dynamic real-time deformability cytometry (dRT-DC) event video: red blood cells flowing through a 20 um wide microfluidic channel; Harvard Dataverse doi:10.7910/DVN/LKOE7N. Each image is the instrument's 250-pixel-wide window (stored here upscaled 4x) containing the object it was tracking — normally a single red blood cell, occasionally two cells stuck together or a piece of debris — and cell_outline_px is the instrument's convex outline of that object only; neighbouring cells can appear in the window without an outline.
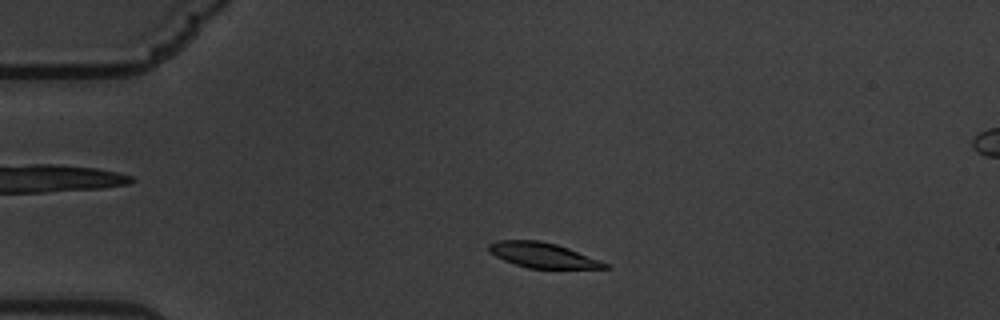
{"species": "common noctule bat (a hibernating species)", "species_latin": "Nyctalus noctula", "temperature_condition": "warm", "stored_images_in_passage": 53, "camera_frame_rate_fps": 3000, "um_per_image_px": 0.085, "animal": {"sex": "male", "body_mass_g": 19.5, "forearm_length_mm": 54.6}, "frame": {"image": 1, "passage_image": 7, "time_ms": 2.0, "image_size_px": [1000, 320], "cell_outline_px": [[612, 268], [528, 268], [504, 260], [488, 252], [488, 244], [496, 240], [540, 240], [556, 244], [568, 248], [600, 260], [608, 264]], "centroid_in_image_um": [46.1, 21.68], "position_along_channel_um": 38.9, "area_um2": 16.88}}
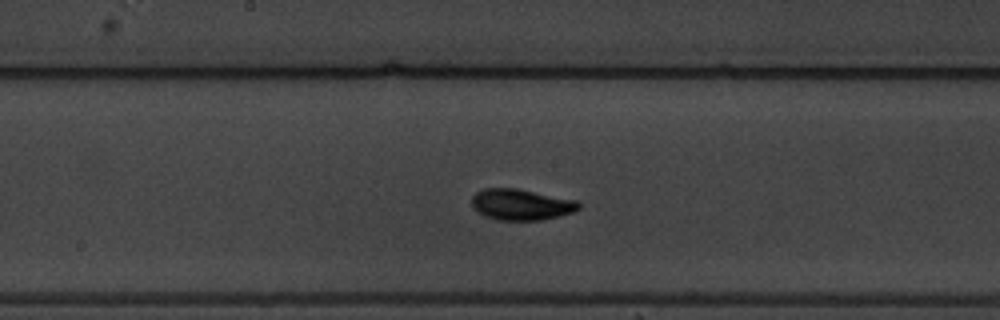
{"frame": {"image": 2, "passage_image": 25, "time_ms": 8.0, "image_size_px": [1000, 320], "cell_outline_px": [[580, 208], [572, 212], [560, 216], [540, 220], [500, 220], [484, 216], [472, 208], [472, 196], [476, 192], [484, 188], [516, 188], [580, 200]], "centroid_in_image_um": [44.31, 17.38], "position_along_channel_um": 203.9, "area_um2": 19.59}}
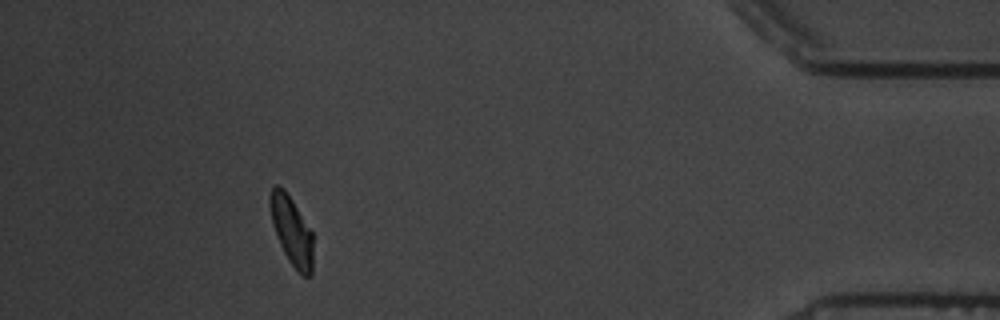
{"frame": {"image": 3, "passage_image": 48, "time_ms": 15.667, "image_size_px": [1000, 320], "cell_outline_px": [[312, 272], [308, 276], [304, 276], [292, 264], [284, 252], [280, 244], [272, 224], [268, 204], [268, 200], [272, 188], [276, 184], [284, 188], [292, 200], [312, 232]], "centroid_in_image_um": [24.76, 19.55], "position_along_channel_um": 410.4, "area_um2": 16.94}, "authors_computed_cell_mechanics": {"area_um2": 18.207, "velocity_mm_per_s": 3.3736, "shape_relaxation_time_tau1_ms": 2.5606, "shape_relaxation_time_tau2_ms": 2.5924, "deformation_change_tau1": 0.1377, "deformation_change_tau2": 0.0657}}